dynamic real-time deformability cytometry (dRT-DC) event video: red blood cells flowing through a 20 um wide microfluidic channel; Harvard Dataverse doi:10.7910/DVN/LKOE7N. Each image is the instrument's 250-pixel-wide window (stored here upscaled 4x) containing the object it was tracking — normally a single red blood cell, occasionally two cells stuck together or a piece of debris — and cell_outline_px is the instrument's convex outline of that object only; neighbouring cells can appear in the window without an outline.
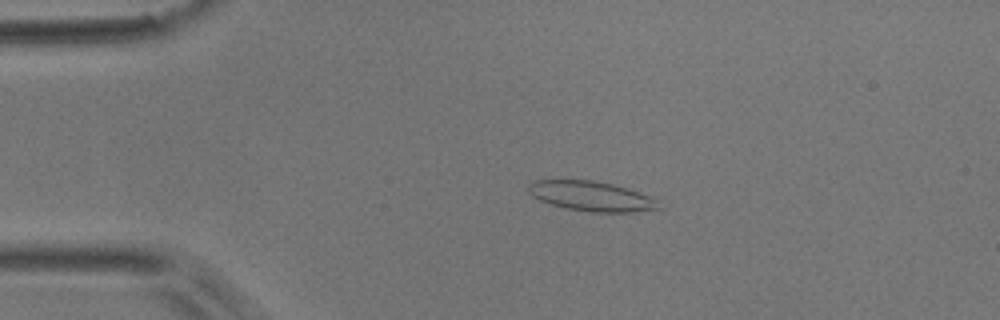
{"species": "common noctule bat (a hibernating species)", "species_latin": "Nyctalus noctula", "temperature_condition": "room temperature", "stored_images_in_passage": 48, "camera_frame_rate_fps": 3000, "um_per_image_px": 0.085, "animal": {"sex": "male", "body_mass_g": 17.9}, "frame": {"image": 1, "passage_image": 7, "time_ms": 2.0, "image_size_px": [1000, 320], "cell_outline_px": [[664, 208], [632, 212], [592, 212], [564, 208], [540, 200], [532, 196], [528, 192], [528, 184], [532, 180], [592, 180], [612, 184], [648, 196], [656, 200]], "centroid_in_image_um": [50.23, 16.68], "position_along_channel_um": 34.8, "area_um2": 22.48}}
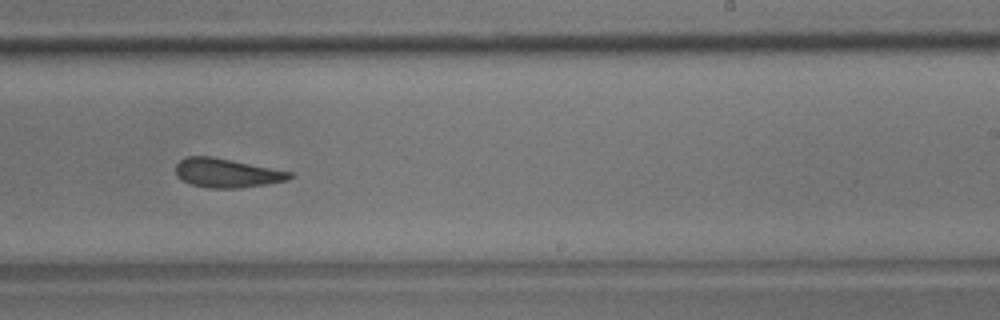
{"frame": {"image": 2, "passage_image": 28, "time_ms": 9.0, "image_size_px": [1000, 320], "cell_outline_px": [[292, 176], [288, 180], [268, 184], [240, 188], [208, 188], [192, 184], [176, 176], [176, 164], [184, 156], [212, 156], [292, 172]], "centroid_in_image_um": [19.27, 14.7], "position_along_channel_um": 269.7, "area_um2": 19.25}}
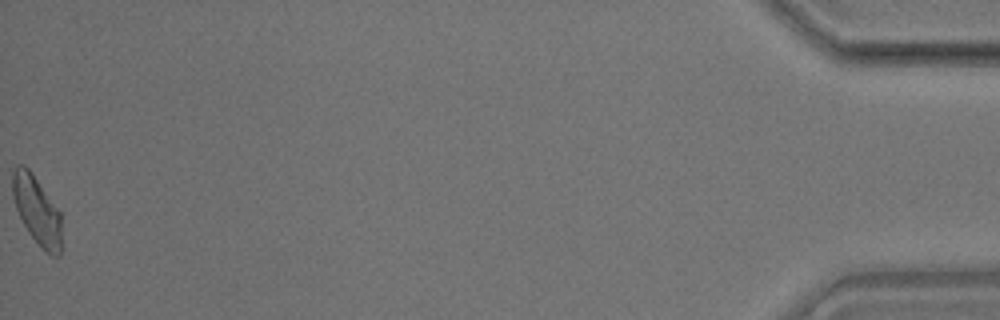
{"frame": {"image": 3, "passage_image": 48, "time_ms": 15.667, "image_size_px": [1000, 320], "cell_outline_px": [[60, 256], [52, 256], [28, 232], [16, 208], [12, 196], [12, 172], [20, 164], [24, 164], [32, 172], [60, 212]], "centroid_in_image_um": [3.11, 17.82], "position_along_channel_um": 432.1, "area_um2": 19.02}, "authors_computed_cell_mechanics": {"area_um2": 19.9121, "velocity_mm_per_s": 3.9019, "shape_relaxation_time_tau1_ms": 7.5685, "shape_relaxation_time_tau2_ms": 3.8318, "deformation_change_tau1": 0.1717, "deformation_change_tau2": 0.1275}}